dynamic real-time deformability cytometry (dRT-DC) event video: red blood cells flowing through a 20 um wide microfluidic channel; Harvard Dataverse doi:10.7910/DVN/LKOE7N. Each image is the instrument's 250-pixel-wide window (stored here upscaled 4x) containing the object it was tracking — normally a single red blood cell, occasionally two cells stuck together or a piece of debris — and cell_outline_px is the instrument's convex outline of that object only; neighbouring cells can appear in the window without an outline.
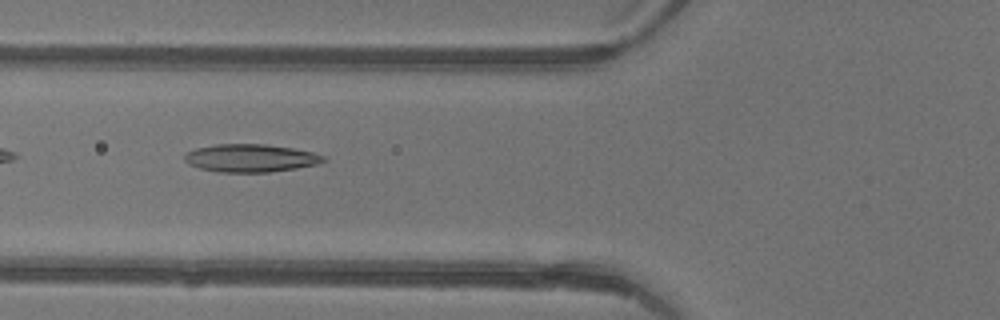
{"species": "common noctule bat (a hibernating species)", "species_latin": "Nyctalus noctula", "temperature_condition": "warm", "stored_images_in_passage": 4, "camera_frame_rate_fps": 3000, "um_per_image_px": 0.085, "animal": {"sex": "female"}, "frame": {"image": 1, "passage_image": 3, "time_ms": 0.667, "image_size_px": [1000, 320], "cell_outline_px": [[328, 160], [316, 164], [296, 168], [268, 172], [216, 172], [200, 168], [188, 164], [184, 160], [184, 152], [196, 148], [216, 144], [264, 144], [292, 148], [312, 152], [324, 156]], "centroid_in_image_um": [21.26, 13.43], "position_along_channel_um": 104.5, "area_um2": 22.6}}
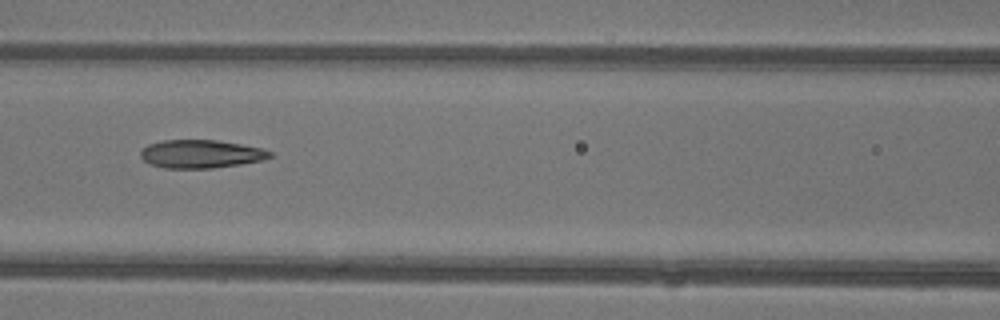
{"frame": {"image": 2, "passage_image": 4, "time_ms": 1.0, "image_size_px": [1000, 320], "cell_outline_px": [[272, 156], [264, 160], [240, 164], [212, 168], [164, 168], [148, 164], [140, 156], [140, 152], [148, 144], [164, 140], [216, 140], [240, 144], [260, 148], [272, 152]], "centroid_in_image_um": [17.06, 13.09], "position_along_channel_um": 149.5, "area_um2": 21.21}}